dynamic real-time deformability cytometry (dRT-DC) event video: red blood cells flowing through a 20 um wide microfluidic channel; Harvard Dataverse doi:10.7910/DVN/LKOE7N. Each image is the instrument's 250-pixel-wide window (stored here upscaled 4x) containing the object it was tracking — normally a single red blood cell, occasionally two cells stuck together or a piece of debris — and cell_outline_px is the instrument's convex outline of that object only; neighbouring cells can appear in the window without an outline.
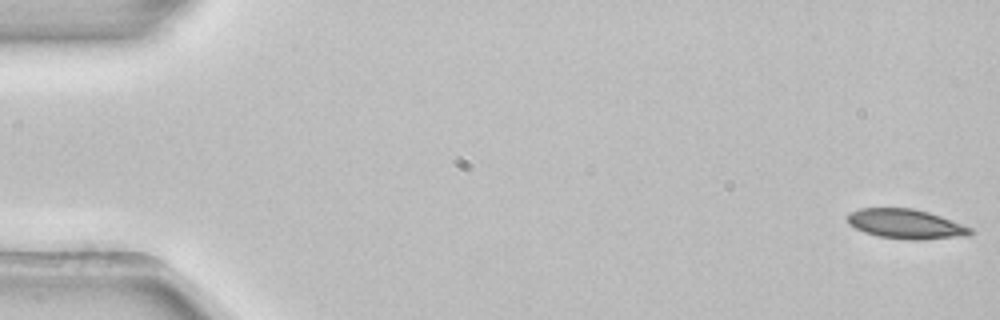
{"species": "common noctule bat (a hibernating species)", "species_latin": "Nyctalus noctula", "temperature_condition": "room temperature", "stored_images_in_passage": 53, "camera_frame_rate_fps": 3000, "um_per_image_px": 0.085, "animal": {"sex": "female", "body_mass_g": 22.7, "forearm_length_mm": 54.2}, "frame": {"image": 1, "passage_image": 1, "time_ms": 0.0, "image_size_px": [1000, 320], "cell_outline_px": [[972, 232], [968, 236], [920, 240], [908, 240], [880, 236], [864, 232], [848, 224], [848, 212], [860, 208], [912, 208], [928, 212], [940, 216], [972, 228]], "centroid_in_image_um": [76.99, 19.04], "position_along_channel_um": 8.0, "area_um2": 21.15}}
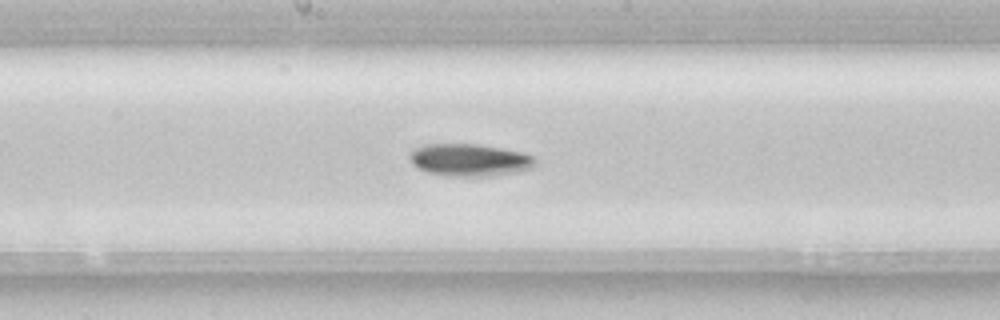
{"frame": {"image": 2, "passage_image": 28, "time_ms": 9.0, "image_size_px": [1000, 320], "cell_outline_px": [[536, 164], [532, 168], [492, 176], [448, 176], [428, 172], [416, 168], [412, 164], [408, 156], [408, 152], [424, 144], [476, 144], [524, 152], [536, 156]], "centroid_in_image_um": [39.9, 13.59], "position_along_channel_um": 208.3, "area_um2": 23.87}}
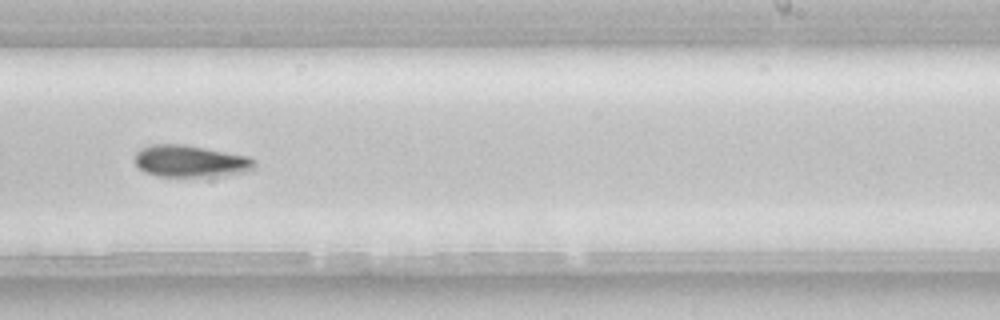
{"frame": {"image": 3, "passage_image": 33, "time_ms": 10.667, "image_size_px": [1000, 320], "cell_outline_px": [[256, 168], [248, 172], [224, 176], [156, 176], [144, 172], [136, 164], [136, 152], [140, 148], [152, 144], [184, 144], [248, 156], [256, 160]], "centroid_in_image_um": [16.24, 13.71], "position_along_channel_um": 272.8, "area_um2": 22.48}, "authors_computed_cell_mechanics": {"area_um2": 21.386, "velocity_mm_per_s": 3.9024, "shape_relaxation_time_tau1_ms": 4.983, "shape_relaxation_time_tau2_ms": null, "deformation_change_tau1": 0.118, "deformation_change_tau2": null}}